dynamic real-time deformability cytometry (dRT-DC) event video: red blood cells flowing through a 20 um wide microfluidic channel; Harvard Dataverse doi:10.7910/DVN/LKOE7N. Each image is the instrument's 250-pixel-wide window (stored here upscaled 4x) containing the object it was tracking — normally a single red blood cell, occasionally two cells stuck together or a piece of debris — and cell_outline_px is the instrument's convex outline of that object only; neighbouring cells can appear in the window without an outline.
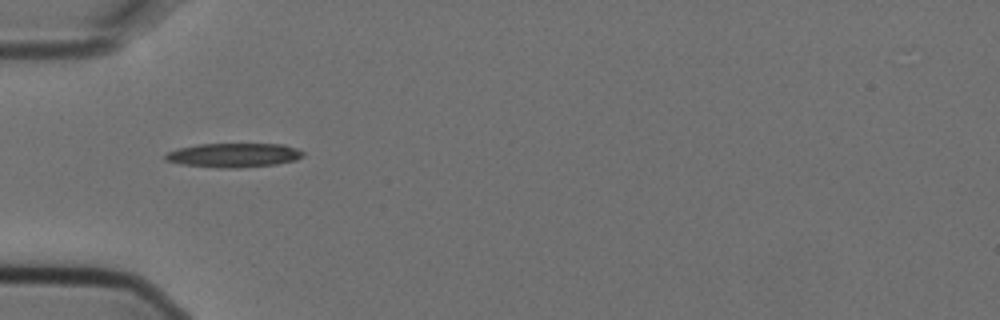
{"species": "Egyptian fruit bat (a non-hibernating species)", "species_latin": "Rousettus aegyptiacus", "temperature_condition": "cold", "stored_images_in_passage": 9, "camera_frame_rate_fps": 3000, "um_per_image_px": 0.085, "animal": {"sex": "female"}, "frame": {"image": 1, "passage_image": 6, "time_ms": 1.667, "image_size_px": [1000, 320], "cell_outline_px": [[304, 156], [296, 160], [276, 164], [236, 168], [220, 168], [180, 164], [164, 160], [164, 156], [168, 152], [180, 148], [196, 144], [284, 144], [296, 148], [304, 152]], "centroid_in_image_um": [19.87, 13.19], "position_along_channel_um": 65.1, "area_um2": 19.42}}
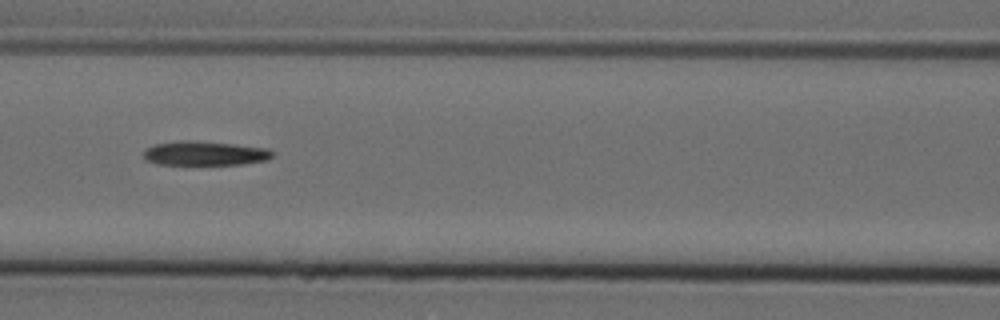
{"frame": {"image": 2, "passage_image": 8, "time_ms": 2.333, "image_size_px": [1000, 320], "cell_outline_px": [[272, 156], [268, 160], [244, 164], [156, 164], [148, 160], [144, 156], [144, 152], [148, 148], [156, 144], [180, 140], [196, 140], [236, 144], [268, 148], [272, 152]], "centroid_in_image_um": [17.45, 13.02], "position_along_channel_um": 149.1, "area_um2": 18.15}}
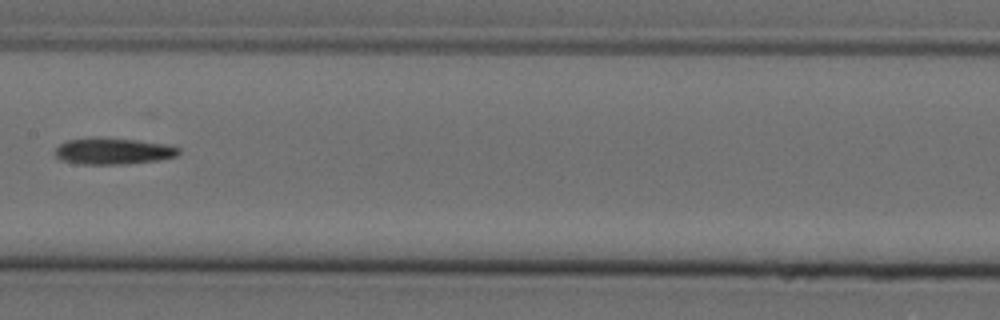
{"frame": {"image": 3, "passage_image": 9, "time_ms": 2.667, "image_size_px": [1000, 320], "cell_outline_px": [[180, 152], [176, 156], [160, 160], [124, 164], [80, 164], [60, 160], [56, 156], [56, 148], [60, 144], [68, 140], [136, 140], [172, 144], [180, 148]], "centroid_in_image_um": [9.71, 12.89], "position_along_channel_um": 197.7, "area_um2": 18.38}}